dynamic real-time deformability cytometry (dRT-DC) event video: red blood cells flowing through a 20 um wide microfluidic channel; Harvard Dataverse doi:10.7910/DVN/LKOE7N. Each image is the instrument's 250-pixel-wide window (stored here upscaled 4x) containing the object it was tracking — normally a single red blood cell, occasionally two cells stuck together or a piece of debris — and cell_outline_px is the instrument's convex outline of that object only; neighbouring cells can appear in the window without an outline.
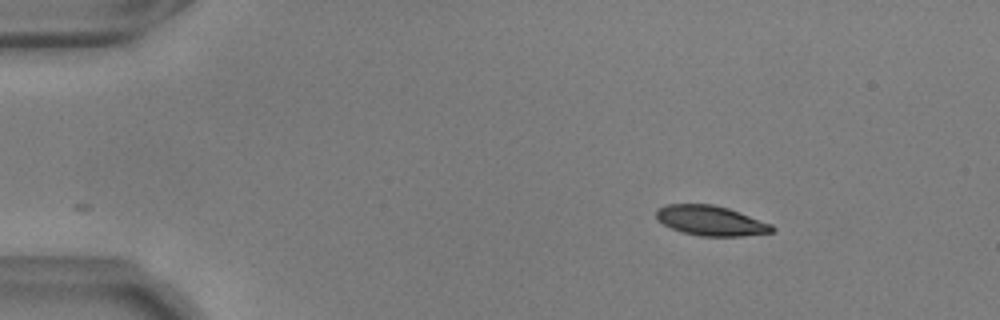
{"species": "common noctule bat (a hibernating species)", "species_latin": "Nyctalus noctula", "temperature_condition": "warm", "stored_images_in_passage": 8, "camera_frame_rate_fps": 3000, "um_per_image_px": 0.085, "animal": {"sex": "male", "body_mass_g": 17.9, "forearm_length_mm": 54.2}, "frame": {"image": 1, "passage_image": 1, "time_ms": 0.0, "image_size_px": [1000, 320], "cell_outline_px": [[776, 228], [772, 232], [744, 236], [700, 236], [684, 232], [672, 228], [656, 220], [656, 208], [668, 204], [712, 204], [728, 208], [740, 212], [772, 224]], "centroid_in_image_um": [60.42, 18.75], "position_along_channel_um": 24.6, "area_um2": 20.23}}